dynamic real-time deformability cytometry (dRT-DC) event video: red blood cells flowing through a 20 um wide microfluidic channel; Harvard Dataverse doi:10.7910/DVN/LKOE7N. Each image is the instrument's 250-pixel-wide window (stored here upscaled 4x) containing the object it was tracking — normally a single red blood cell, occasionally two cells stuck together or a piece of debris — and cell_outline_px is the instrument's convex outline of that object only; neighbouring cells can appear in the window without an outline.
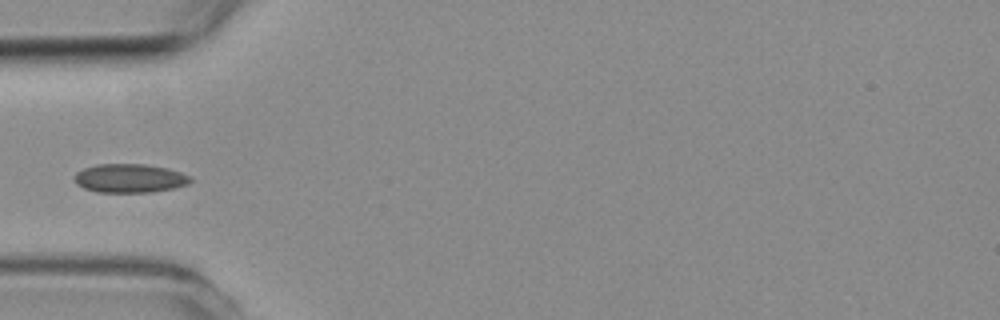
{"species": "common noctule bat (a hibernating species)", "species_latin": "Nyctalus noctula", "temperature_condition": "room temperature", "stored_images_in_passage": 2, "camera_frame_rate_fps": 3000, "um_per_image_px": 0.085, "animal": {"sex": "female", "body_mass_g": 19.3, "forearm_length_mm": 54.1}, "frame": {"image": 1, "passage_image": 1, "time_ms": 0.0, "image_size_px": [1000, 320], "cell_outline_px": [[192, 180], [188, 184], [172, 188], [152, 192], [96, 192], [84, 188], [76, 184], [76, 172], [84, 168], [96, 164], [144, 164], [168, 168], [192, 176]], "centroid_in_image_um": [11.04, 15.15], "position_along_channel_um": 74.0, "area_um2": 19.42}}